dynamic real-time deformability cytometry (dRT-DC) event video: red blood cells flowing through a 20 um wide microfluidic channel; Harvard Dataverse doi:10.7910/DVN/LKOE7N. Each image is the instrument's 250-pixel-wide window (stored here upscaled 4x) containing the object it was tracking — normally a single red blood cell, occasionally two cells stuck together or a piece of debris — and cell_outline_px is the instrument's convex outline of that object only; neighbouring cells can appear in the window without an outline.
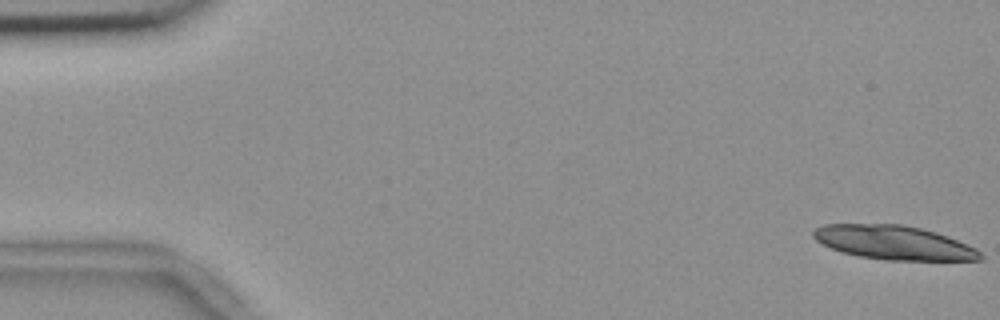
{"species": "common noctule bat (a hibernating species)", "species_latin": "Nyctalus noctula", "temperature_condition": "room temperature", "stored_images_in_passage": 22, "camera_frame_rate_fps": 3000, "um_per_image_px": 0.085, "animal": {"sex": "female", "body_mass_g": 18.4}, "frame": {"image": 1, "passage_image": 1, "time_ms": 0.0, "image_size_px": [1000, 320], "cell_outline_px": [[984, 260], [888, 260], [860, 256], [844, 252], [832, 248], [816, 240], [812, 236], [812, 232], [816, 228], [824, 224], [900, 224], [920, 228], [936, 232], [976, 248], [984, 256]], "centroid_in_image_um": [75.99, 20.62], "position_along_channel_um": 9.0, "area_um2": 32.77}}
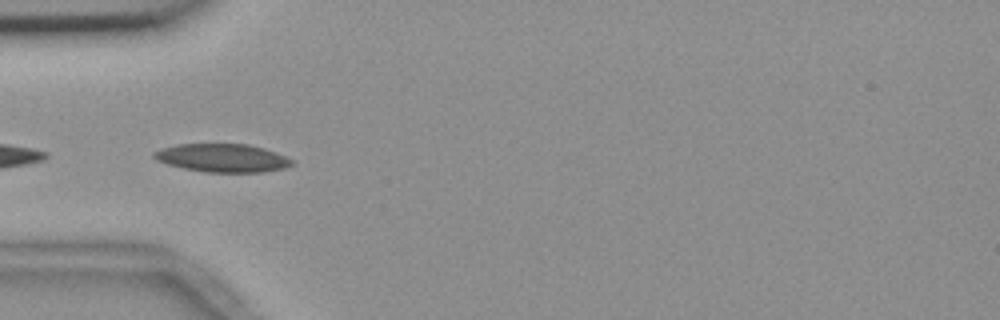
{"frame": {"image": 2, "passage_image": 18, "time_ms": 5.667, "image_size_px": [1000, 320], "cell_outline_px": [[296, 164], [284, 168], [264, 172], [204, 172], [184, 168], [168, 164], [156, 160], [152, 156], [152, 152], [160, 148], [176, 144], [248, 144], [264, 148], [276, 152], [292, 160]], "centroid_in_image_um": [18.89, 13.42], "position_along_channel_um": 66.1, "area_um2": 22.83}}